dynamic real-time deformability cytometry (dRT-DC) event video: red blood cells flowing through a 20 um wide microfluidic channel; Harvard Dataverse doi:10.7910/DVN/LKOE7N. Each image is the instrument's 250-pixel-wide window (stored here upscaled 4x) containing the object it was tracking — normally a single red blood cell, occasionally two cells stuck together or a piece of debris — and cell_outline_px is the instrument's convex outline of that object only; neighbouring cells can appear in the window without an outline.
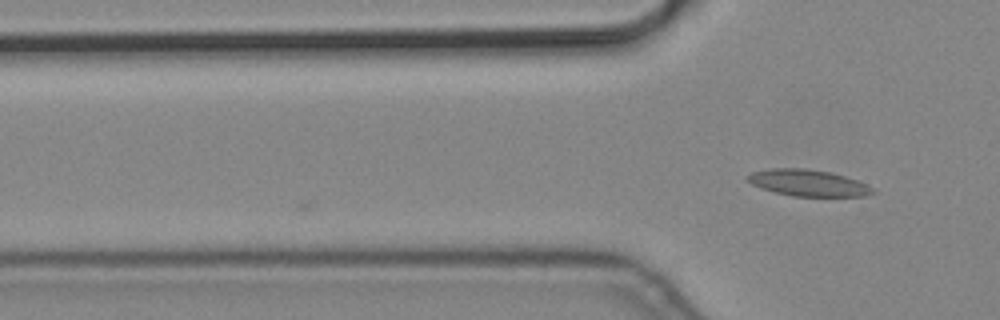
{"species": "common noctule bat (a hibernating species)", "species_latin": "Nyctalus noctula", "temperature_condition": "cold", "stored_images_in_passage": 6, "camera_frame_rate_fps": 3000, "um_per_image_px": 0.085, "animal": {"sex": "male", "body_mass_g": 19.2, "forearm_length_mm": 51.8}, "frame": {"image": 1, "passage_image": 6, "time_ms": 1.667, "image_size_px": [1000, 320], "cell_outline_px": [[876, 192], [868, 196], [792, 196], [760, 188], [752, 184], [744, 176], [752, 172], [768, 168], [804, 168], [828, 172], [844, 176], [856, 180], [872, 188]], "centroid_in_image_um": [68.64, 15.54], "position_along_channel_um": 57.2, "area_um2": 19.19}}